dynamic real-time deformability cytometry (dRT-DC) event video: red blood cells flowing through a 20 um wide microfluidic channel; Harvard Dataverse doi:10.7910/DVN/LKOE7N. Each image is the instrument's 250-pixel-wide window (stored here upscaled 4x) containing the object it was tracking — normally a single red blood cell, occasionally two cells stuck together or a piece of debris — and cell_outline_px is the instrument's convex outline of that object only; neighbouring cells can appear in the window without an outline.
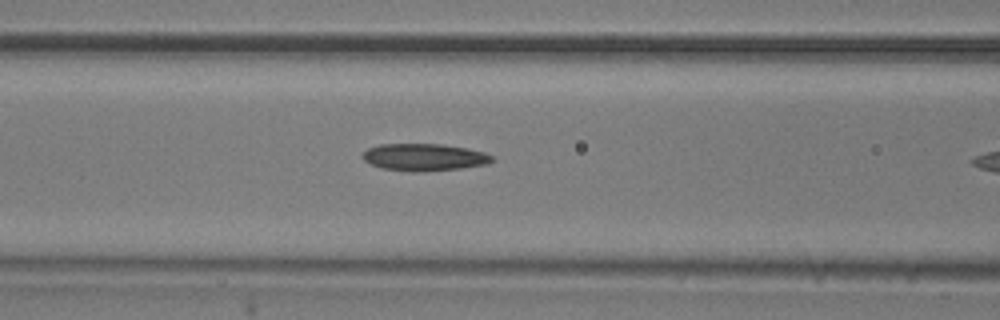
{"species": "common noctule bat (a hibernating species)", "species_latin": "Nyctalus noctula", "temperature_condition": "room temperature", "stored_images_in_passage": 8, "camera_frame_rate_fps": 3000, "um_per_image_px": 0.085, "animal": {"sex": "male", "body_mass_g": 20.5, "forearm_length_mm": 52.5}, "frame": {"image": 1, "passage_image": 7, "time_ms": 2.0, "image_size_px": [1000, 320], "cell_outline_px": [[492, 160], [488, 164], [460, 168], [424, 172], [412, 172], [384, 168], [372, 164], [364, 160], [360, 156], [368, 148], [380, 144], [440, 144], [468, 148], [484, 152], [492, 156]], "centroid_in_image_um": [36.05, 13.36], "position_along_channel_um": 130.5, "area_um2": 20.46}}